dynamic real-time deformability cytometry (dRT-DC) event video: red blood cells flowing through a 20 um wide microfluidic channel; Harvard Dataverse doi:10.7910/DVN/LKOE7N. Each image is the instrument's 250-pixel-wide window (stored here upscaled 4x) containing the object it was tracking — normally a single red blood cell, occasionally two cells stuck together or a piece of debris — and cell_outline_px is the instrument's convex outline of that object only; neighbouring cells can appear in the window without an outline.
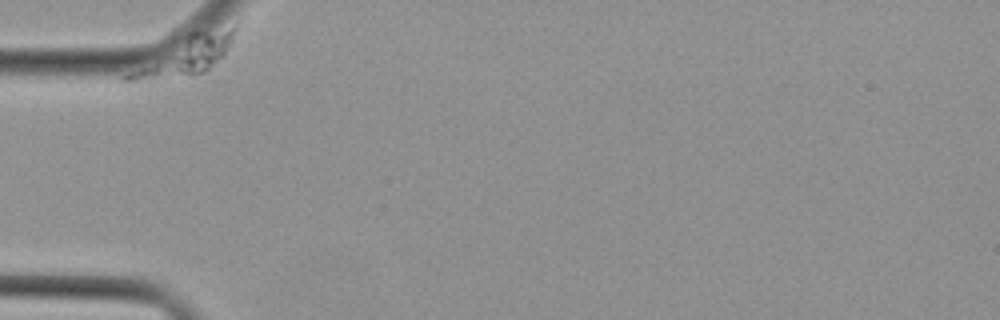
{"species": "Egyptian fruit bat (a non-hibernating species)", "species_latin": "Rousettus aegyptiacus", "temperature_condition": "cold", "stored_images_in_passage": 33, "camera_frame_rate_fps": 3000, "um_per_image_px": 0.085, "animal": {"sex": "female"}, "frame": {"image": 1, "passage_image": 1, "time_ms": 0.0, "image_size_px": [1000, 320], "cell_outline_px": [[236, 28], [232, 44], [224, 56], [208, 72], [196, 76], [132, 80], [124, 80], [120, 76], [192, 32], [236, 24]], "centroid_in_image_um": [15.87, 4.74], "position_along_channel_um": 69.1, "area_um2": 23.7}}
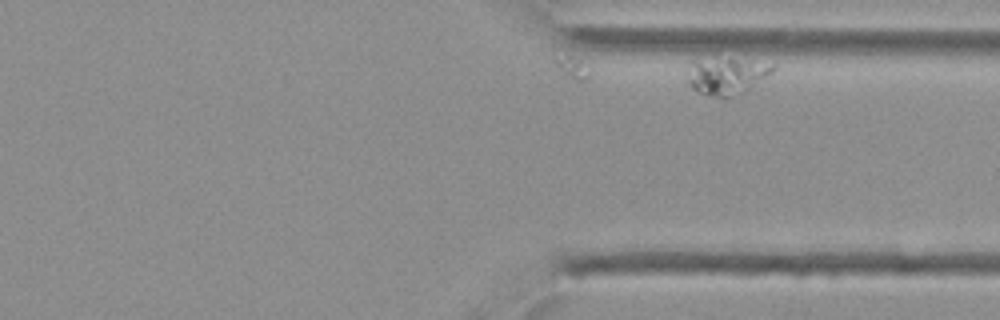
{"frame": {"image": 2, "passage_image": 33, "time_ms": 10.667, "image_size_px": [1000, 320], "cell_outline_px": [[776, 68], [772, 72], [744, 92], [724, 100], [708, 96], [692, 88], [688, 80], [692, 60], [716, 56], [776, 64]], "centroid_in_image_um": [61.76, 6.44], "position_along_channel_um": 349.6, "area_um2": 18.79}}